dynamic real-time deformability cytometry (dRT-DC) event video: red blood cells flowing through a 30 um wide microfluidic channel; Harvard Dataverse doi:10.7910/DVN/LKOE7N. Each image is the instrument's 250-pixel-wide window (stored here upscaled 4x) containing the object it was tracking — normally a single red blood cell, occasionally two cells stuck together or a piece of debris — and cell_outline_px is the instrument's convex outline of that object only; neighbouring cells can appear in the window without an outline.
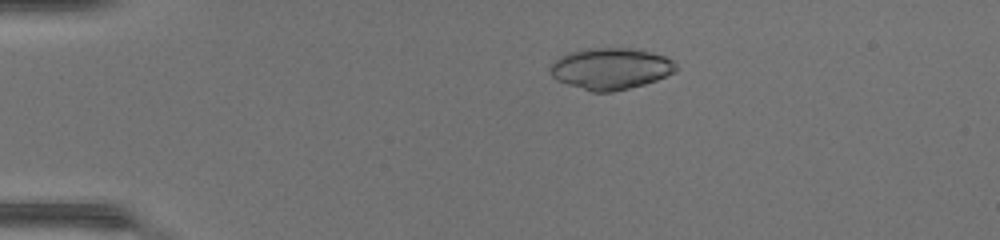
{"species": "common noctule bat (a hibernating species)", "species_latin": "Nyctalus noctula", "temperature_condition": "warm", "stored_images_in_passage": 48, "camera_frame_rate_fps": 3000, "um_per_image_px": 0.085, "animal": {"sex": "female", "body_mass_g": 17.0, "forearm_length_mm": 48.0}, "frame": {"image": 1, "passage_image": 11, "time_ms": 3.333, "image_size_px": [1000, 240], "cell_outline_px": [[676, 68], [672, 72], [656, 80], [644, 84], [612, 92], [592, 92], [556, 80], [552, 76], [548, 68], [560, 56], [568, 52], [588, 48], [632, 48], [664, 56], [672, 60], [676, 64]], "centroid_in_image_um": [51.85, 5.83], "position_along_channel_um": 33.1, "area_um2": 30.11}}
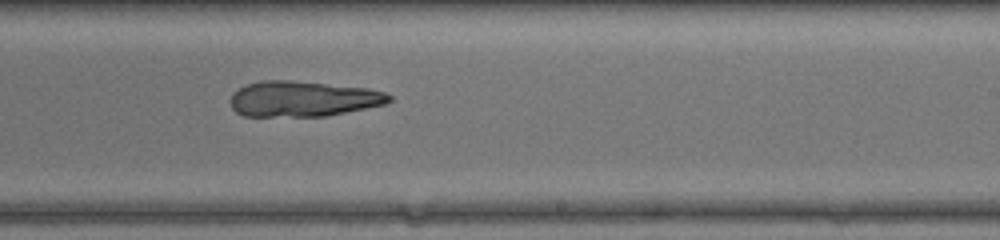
{"frame": {"image": 2, "passage_image": 31, "time_ms": 10.0, "image_size_px": [1000, 240], "cell_outline_px": [[392, 100], [384, 104], [324, 116], [244, 116], [236, 112], [232, 108], [232, 96], [244, 84], [260, 80], [288, 80], [368, 88], [384, 92], [392, 96]], "centroid_in_image_um": [25.74, 8.39], "position_along_channel_um": 263.3, "area_um2": 32.54}}
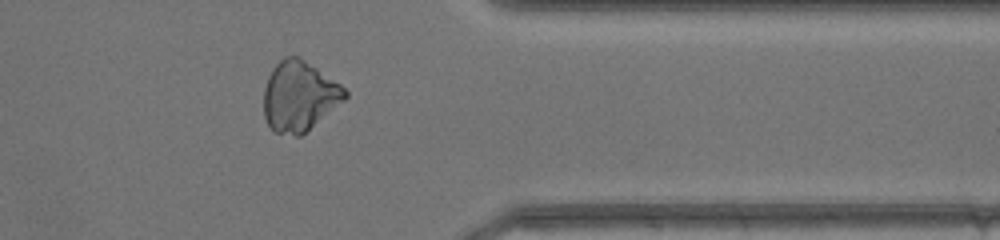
{"frame": {"image": 3, "passage_image": 40, "time_ms": 13.0, "image_size_px": [1000, 240], "cell_outline_px": [[348, 96], [344, 100], [300, 136], [296, 136], [276, 132], [268, 124], [264, 116], [264, 88], [268, 76], [272, 68], [284, 56], [300, 56], [340, 84], [348, 92]], "centroid_in_image_um": [25.42, 8.15], "position_along_channel_um": 386.0, "area_um2": 32.89}}